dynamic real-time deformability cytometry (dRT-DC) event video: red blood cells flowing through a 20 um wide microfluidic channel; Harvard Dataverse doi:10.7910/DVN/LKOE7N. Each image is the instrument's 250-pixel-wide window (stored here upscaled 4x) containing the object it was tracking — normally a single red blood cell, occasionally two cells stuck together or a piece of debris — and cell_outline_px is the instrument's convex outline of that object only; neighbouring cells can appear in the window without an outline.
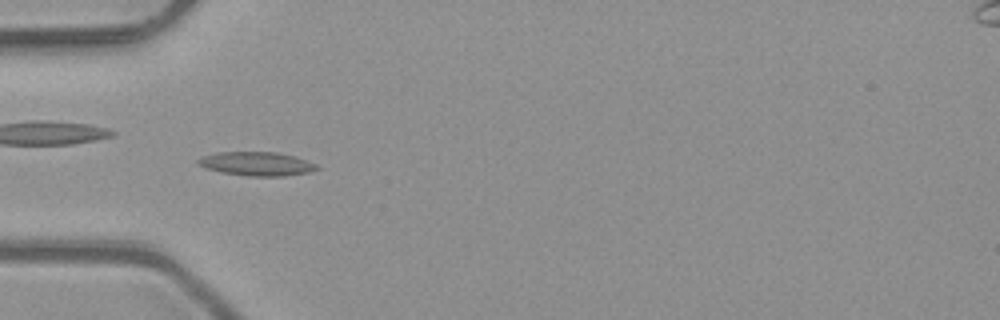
{"species": "common noctule bat (a hibernating species)", "species_latin": "Nyctalus noctula", "temperature_condition": "room temperature", "stored_images_in_passage": 48, "camera_frame_rate_fps": 3000, "um_per_image_px": 0.085, "animal": {"sex": "male", "body_mass_g": 23.1, "forearm_length_mm": 52.7}, "frame": {"image": 1, "passage_image": 14, "time_ms": 4.333, "image_size_px": [1000, 320], "cell_outline_px": [[320, 168], [308, 172], [284, 176], [248, 176], [224, 172], [204, 168], [196, 164], [196, 160], [204, 156], [216, 152], [276, 152], [296, 156], [316, 164]], "centroid_in_image_um": [21.81, 13.91], "position_along_channel_um": 63.2, "area_um2": 16.47}}
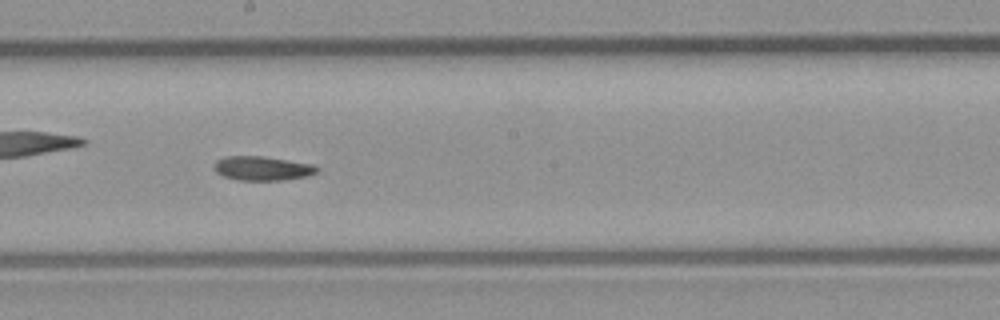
{"frame": {"image": 2, "passage_image": 26, "time_ms": 8.333, "image_size_px": [1000, 320], "cell_outline_px": [[320, 168], [316, 172], [308, 176], [280, 180], [240, 180], [224, 176], [216, 172], [216, 160], [224, 156], [264, 156], [312, 164]], "centroid_in_image_um": [22.32, 14.3], "position_along_channel_um": 225.9, "area_um2": 14.33}}
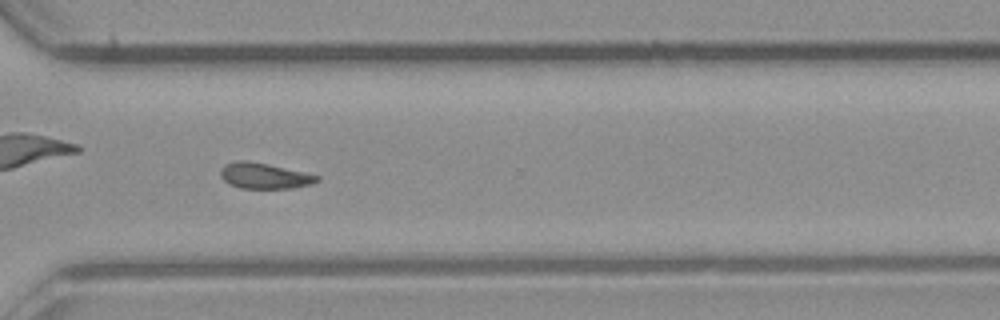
{"frame": {"image": 3, "passage_image": 35, "time_ms": 11.333, "image_size_px": [1000, 320], "cell_outline_px": [[320, 180], [312, 184], [292, 188], [240, 188], [224, 180], [220, 176], [220, 168], [224, 164], [236, 160], [244, 160], [268, 164], [304, 172], [320, 176]], "centroid_in_image_um": [22.46, 14.93], "position_along_channel_um": 348.1, "area_um2": 14.45}}